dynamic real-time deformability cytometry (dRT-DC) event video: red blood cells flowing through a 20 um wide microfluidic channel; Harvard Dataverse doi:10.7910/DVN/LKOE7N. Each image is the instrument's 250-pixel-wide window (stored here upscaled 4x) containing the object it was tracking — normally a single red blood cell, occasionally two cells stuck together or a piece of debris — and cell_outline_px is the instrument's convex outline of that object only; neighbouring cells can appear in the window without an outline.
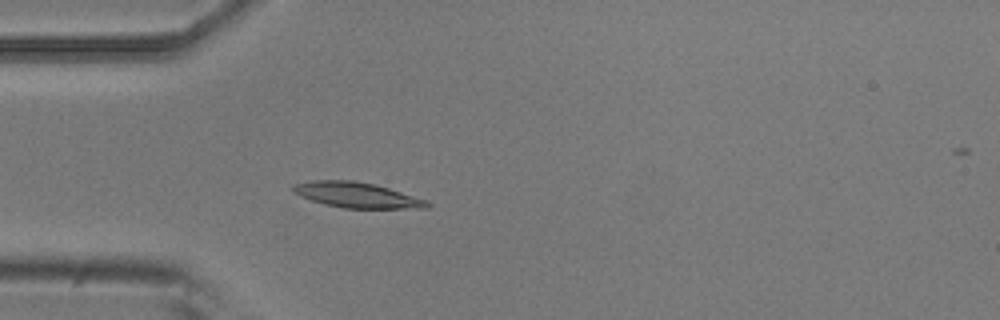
{"species": "common noctule bat (a hibernating species)", "species_latin": "Nyctalus noctula", "temperature_condition": "room temperature", "stored_images_in_passage": 6, "camera_frame_rate_fps": 3000, "um_per_image_px": 0.085, "animal": {"sex": "male", "body_mass_g": 20.5, "forearm_length_mm": 52.5}, "frame": {"image": 1, "passage_image": 5, "time_ms": 1.333, "image_size_px": [1000, 320], "cell_outline_px": [[432, 204], [428, 208], [344, 208], [324, 204], [300, 196], [292, 192], [288, 188], [292, 184], [312, 180], [356, 180], [376, 184], [424, 200]], "centroid_in_image_um": [30.23, 16.56], "position_along_channel_um": 54.8, "area_um2": 19.88}}